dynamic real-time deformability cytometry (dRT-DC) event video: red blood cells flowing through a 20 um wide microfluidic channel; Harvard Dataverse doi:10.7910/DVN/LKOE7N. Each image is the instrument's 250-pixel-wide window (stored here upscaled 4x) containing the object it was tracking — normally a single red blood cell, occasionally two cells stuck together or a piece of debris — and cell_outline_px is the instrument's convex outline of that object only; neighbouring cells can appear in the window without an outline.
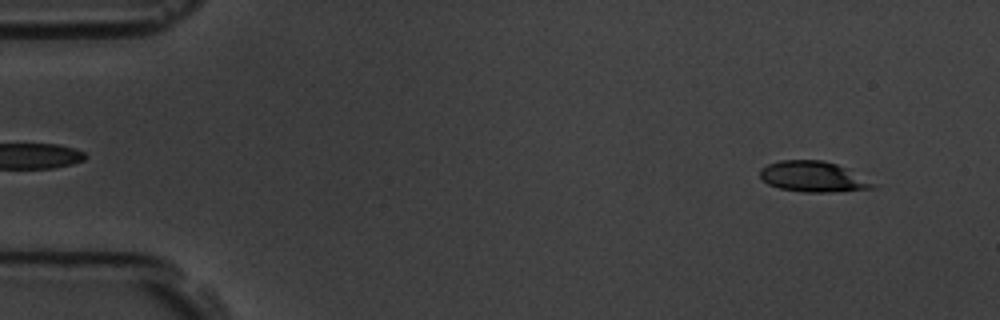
{"species": "common noctule bat (a hibernating species)", "species_latin": "Nyctalus noctula", "temperature_condition": "room temperature", "stored_images_in_passage": 56, "camera_frame_rate_fps": 3000, "um_per_image_px": 0.085, "animal": {"sex": "male", "body_mass_g": 19.5, "forearm_length_mm": 54.6}, "frame": {"image": 1, "passage_image": 4, "time_ms": 1.0, "image_size_px": [1000, 320], "cell_outline_px": [[876, 188], [832, 192], [804, 192], [780, 188], [768, 184], [760, 176], [760, 168], [768, 164], [780, 160], [824, 160], [848, 168], [876, 184]], "centroid_in_image_um": [69.13, 15.01], "position_along_channel_um": 15.9, "area_um2": 20.17}}
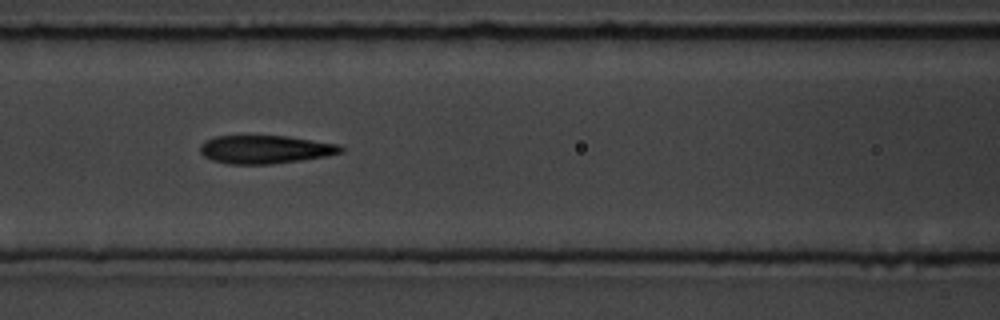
{"frame": {"image": 2, "passage_image": 24, "time_ms": 7.667, "image_size_px": [1000, 320], "cell_outline_px": [[344, 152], [328, 156], [272, 164], [228, 164], [212, 160], [204, 156], [200, 152], [200, 144], [204, 140], [216, 136], [288, 136], [336, 144], [344, 148]], "centroid_in_image_um": [22.52, 12.7], "position_along_channel_um": 144.1, "area_um2": 23.18}}
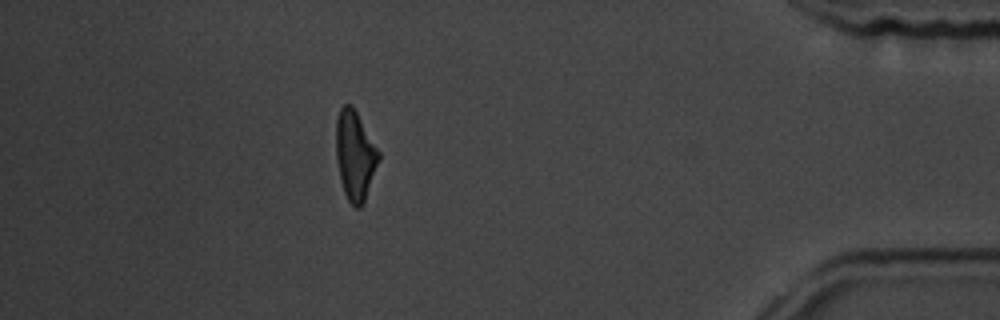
{"frame": {"image": 3, "passage_image": 50, "time_ms": 16.333, "image_size_px": [1000, 320], "cell_outline_px": [[380, 156], [364, 204], [360, 208], [356, 208], [348, 200], [344, 192], [336, 160], [336, 120], [340, 108], [344, 104], [352, 104], [380, 152]], "centroid_in_image_um": [30.17, 13.2], "position_along_channel_um": 405.0, "area_um2": 22.14}, "authors_computed_cell_mechanics": {"area_um2": 22.8599, "velocity_mm_per_s": 3.5599, "shape_relaxation_time_tau1_ms": 5.4724, "shape_relaxation_time_tau2_ms": 2.688, "deformation_change_tau1": 0.1571, "deformation_change_tau2": 0.1169}}